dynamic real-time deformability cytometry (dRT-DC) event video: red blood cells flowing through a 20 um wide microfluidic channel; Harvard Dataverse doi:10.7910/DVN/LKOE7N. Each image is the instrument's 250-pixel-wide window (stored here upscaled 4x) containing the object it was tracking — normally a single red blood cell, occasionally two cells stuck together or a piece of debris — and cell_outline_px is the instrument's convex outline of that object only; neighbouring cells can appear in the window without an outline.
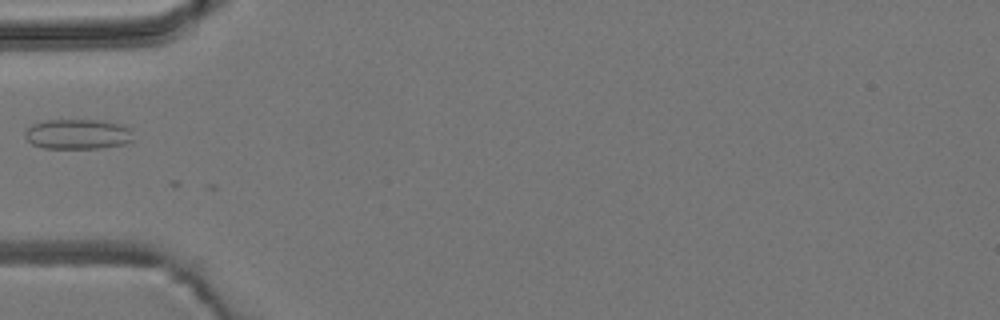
{"species": "common noctule bat (a hibernating species)", "species_latin": "Nyctalus noctula", "temperature_condition": "room temperature", "stored_images_in_passage": 2, "camera_frame_rate_fps": 3000, "um_per_image_px": 0.085, "animal": {"sex": "male", "body_mass_g": 19.2, "forearm_length_mm": 51.8}, "frame": {"image": 1, "passage_image": 1, "time_ms": 0.0, "image_size_px": [1000, 320], "cell_outline_px": [[136, 140], [128, 144], [100, 148], [44, 148], [32, 144], [24, 136], [24, 132], [32, 124], [44, 120], [100, 120], [124, 124], [132, 128]], "centroid_in_image_um": [6.71, 11.4], "position_along_channel_um": 78.3, "area_um2": 19.54}}